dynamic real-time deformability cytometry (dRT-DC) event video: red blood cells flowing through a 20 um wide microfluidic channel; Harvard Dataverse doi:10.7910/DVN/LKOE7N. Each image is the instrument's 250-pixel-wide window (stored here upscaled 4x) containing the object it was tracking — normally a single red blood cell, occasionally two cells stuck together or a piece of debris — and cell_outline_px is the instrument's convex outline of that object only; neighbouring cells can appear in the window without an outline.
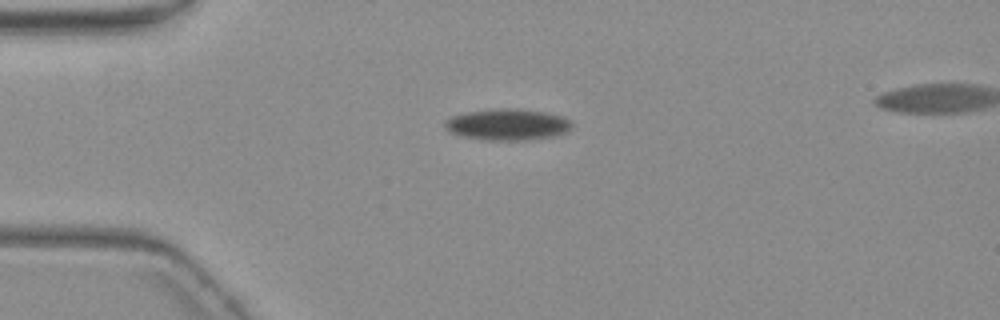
{"species": "common noctule bat (a hibernating species)", "species_latin": "Nyctalus noctula", "temperature_condition": "warm", "stored_images_in_passage": 3, "camera_frame_rate_fps": 3000, "um_per_image_px": 0.085, "animal": {"sex": "female", "body_mass_g": 19.3, "forearm_length_mm": 54.1}, "frame": {"image": 1, "passage_image": 1, "time_ms": 0.0, "image_size_px": [1000, 320], "cell_outline_px": [[572, 128], [568, 132], [556, 136], [524, 140], [484, 140], [460, 136], [448, 132], [444, 128], [444, 124], [452, 116], [468, 112], [504, 108], [516, 108], [544, 112], [564, 116], [572, 120]], "centroid_in_image_um": [43.18, 10.6], "position_along_channel_um": 41.8, "area_um2": 23.41}}
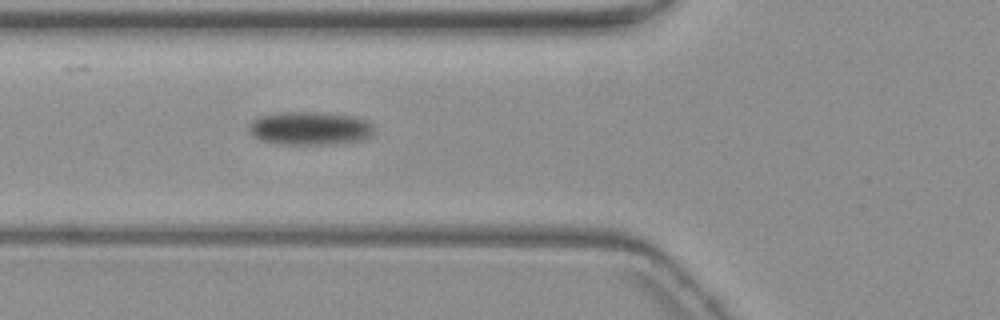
{"frame": {"image": 2, "passage_image": 3, "time_ms": 2.667, "image_size_px": [1000, 320], "cell_outline_px": [[376, 132], [372, 136], [364, 140], [332, 144], [276, 144], [260, 140], [252, 136], [248, 132], [248, 124], [252, 120], [260, 116], [284, 112], [308, 112], [356, 116], [368, 120], [376, 128]], "centroid_in_image_um": [26.37, 10.92], "position_along_channel_um": 99.4, "area_um2": 24.74}}